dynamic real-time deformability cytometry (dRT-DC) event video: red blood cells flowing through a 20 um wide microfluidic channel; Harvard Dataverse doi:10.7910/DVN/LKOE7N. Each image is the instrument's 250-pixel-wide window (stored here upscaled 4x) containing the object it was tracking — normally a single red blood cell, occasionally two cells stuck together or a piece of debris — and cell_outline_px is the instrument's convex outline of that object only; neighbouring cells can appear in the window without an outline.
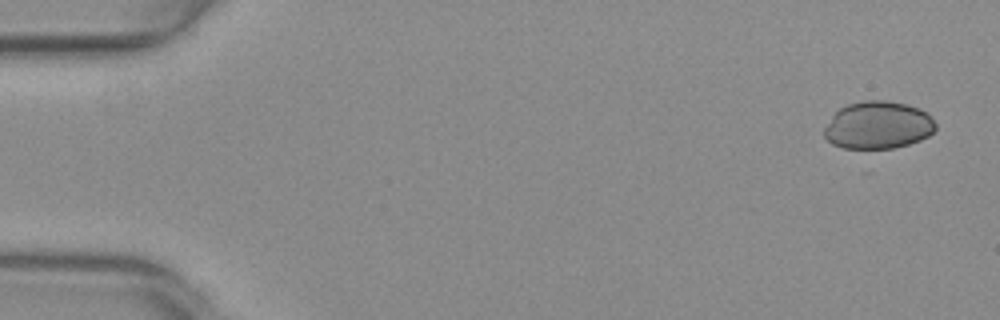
{"species": "common noctule bat (a hibernating species)", "species_latin": "Nyctalus noctula", "temperature_condition": "warm", "stored_images_in_passage": 8, "camera_frame_rate_fps": 3000, "um_per_image_px": 0.085, "animal": {"sex": "female", "body_mass_g": 29.2, "forearm_length_mm": 56.3}, "frame": {"image": 1, "passage_image": 1, "time_ms": 0.0, "image_size_px": [1000, 320], "cell_outline_px": [[936, 128], [928, 136], [920, 140], [908, 144], [892, 148], [844, 148], [832, 144], [824, 136], [824, 128], [832, 116], [840, 108], [848, 104], [864, 100], [888, 100], [920, 108], [936, 124]], "centroid_in_image_um": [74.61, 10.64], "position_along_channel_um": 10.4, "area_um2": 30.63}}